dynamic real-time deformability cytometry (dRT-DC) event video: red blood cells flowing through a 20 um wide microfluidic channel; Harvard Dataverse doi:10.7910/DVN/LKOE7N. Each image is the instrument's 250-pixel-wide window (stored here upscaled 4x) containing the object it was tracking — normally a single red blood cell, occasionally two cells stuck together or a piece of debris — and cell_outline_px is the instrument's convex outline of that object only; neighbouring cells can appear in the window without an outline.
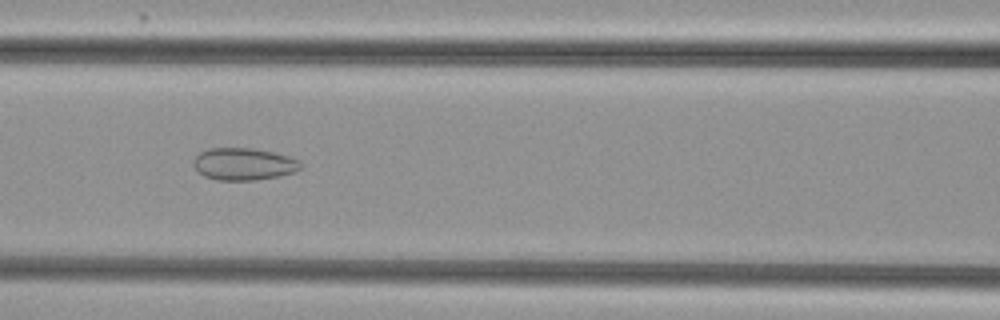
{"species": "common noctule bat (a hibernating species)", "species_latin": "Nyctalus noctula", "temperature_condition": "cold", "stored_images_in_passage": 45, "camera_frame_rate_fps": 3000, "um_per_image_px": 0.085, "animal": {"sex": "female", "body_mass_g": 29.2, "forearm_length_mm": 56.3}, "frame": {"image": 1, "passage_image": 18, "time_ms": 5.667, "image_size_px": [1000, 320], "cell_outline_px": [[300, 168], [296, 172], [280, 176], [256, 180], [216, 180], [204, 176], [192, 164], [192, 160], [200, 152], [208, 148], [252, 148], [272, 152], [288, 156], [300, 160]], "centroid_in_image_um": [20.71, 13.94], "position_along_channel_um": 145.9, "area_um2": 20.17}}
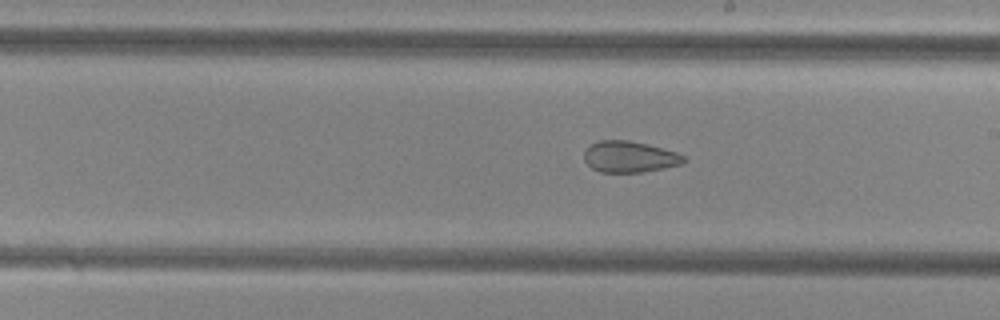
{"frame": {"image": 2, "passage_image": 25, "time_ms": 8.0, "image_size_px": [1000, 320], "cell_outline_px": [[688, 160], [680, 164], [664, 168], [640, 172], [600, 172], [592, 168], [584, 160], [584, 152], [592, 144], [600, 140], [628, 140], [676, 152], [684, 156]], "centroid_in_image_um": [53.5, 13.33], "position_along_channel_um": 235.5, "area_um2": 17.86}}
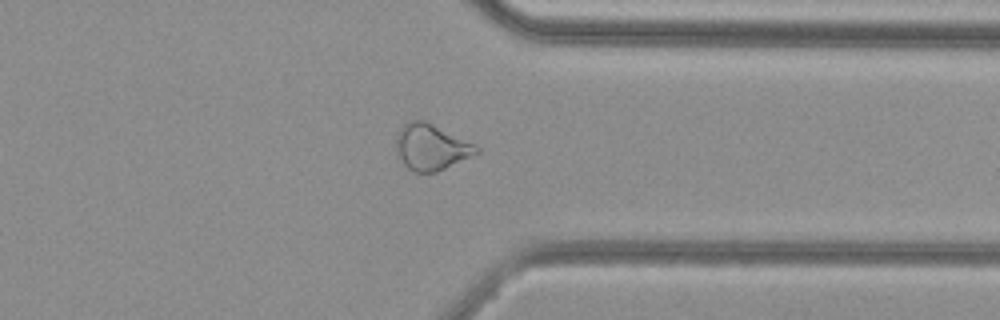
{"frame": {"image": 3, "passage_image": 36, "time_ms": 11.667, "image_size_px": [1000, 320], "cell_outline_px": [[480, 152], [472, 156], [436, 172], [416, 172], [408, 168], [396, 156], [396, 136], [400, 128], [408, 120], [424, 120], [476, 144], [480, 148]], "centroid_in_image_um": [36.64, 12.5], "position_along_channel_um": 374.8, "area_um2": 21.62}}